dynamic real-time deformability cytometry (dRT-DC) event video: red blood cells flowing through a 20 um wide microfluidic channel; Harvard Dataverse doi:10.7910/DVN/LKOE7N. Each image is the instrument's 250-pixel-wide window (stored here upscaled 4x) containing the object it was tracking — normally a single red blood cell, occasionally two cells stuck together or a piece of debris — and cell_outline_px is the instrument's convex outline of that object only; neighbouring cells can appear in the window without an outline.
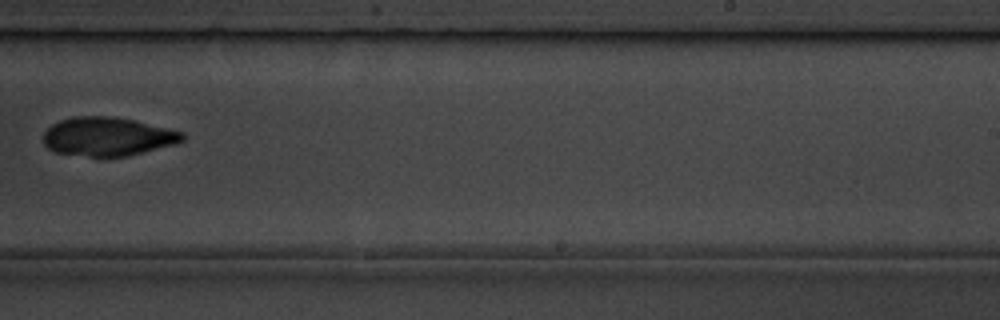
{"species": "common noctule bat (a hibernating species)", "species_latin": "Nyctalus noctula", "temperature_condition": "room temperature", "stored_images_in_passage": 7, "camera_frame_rate_fps": 3000, "um_per_image_px": 0.085, "animal": {"sex": "male", "body_mass_g": 19.5, "forearm_length_mm": 54.6}, "frame": {"image": 1, "passage_image": 6, "time_ms": 5.667, "image_size_px": [1000, 320], "cell_outline_px": [[184, 140], [176, 144], [128, 156], [88, 156], [56, 152], [48, 148], [44, 144], [44, 132], [52, 124], [60, 120], [72, 116], [112, 116], [136, 120], [184, 132]], "centroid_in_image_um": [9.17, 11.59], "position_along_channel_um": 279.8, "area_um2": 31.44}}